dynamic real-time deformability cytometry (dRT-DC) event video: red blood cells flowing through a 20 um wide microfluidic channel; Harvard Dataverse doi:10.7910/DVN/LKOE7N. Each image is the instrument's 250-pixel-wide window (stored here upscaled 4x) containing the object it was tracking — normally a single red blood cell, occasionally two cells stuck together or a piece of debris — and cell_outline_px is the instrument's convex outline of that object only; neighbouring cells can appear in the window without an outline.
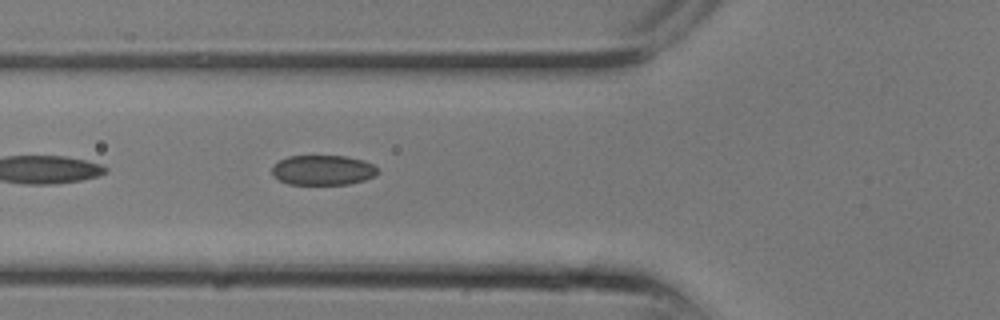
{"species": "common noctule bat (a hibernating species)", "species_latin": "Nyctalus noctula", "temperature_condition": "room temperature", "stored_images_in_passage": 6, "camera_frame_rate_fps": 3000, "um_per_image_px": 0.085, "animal": {"sex": "male", "body_mass_g": 13.3}, "frame": {"image": 1, "passage_image": 6, "time_ms": 1.667, "image_size_px": [1000, 320], "cell_outline_px": [[380, 172], [376, 176], [364, 180], [348, 184], [288, 184], [272, 176], [272, 168], [280, 160], [288, 156], [348, 156], [364, 160], [372, 164]], "centroid_in_image_um": [27.47, 14.46], "position_along_channel_um": 98.3, "area_um2": 18.5}}